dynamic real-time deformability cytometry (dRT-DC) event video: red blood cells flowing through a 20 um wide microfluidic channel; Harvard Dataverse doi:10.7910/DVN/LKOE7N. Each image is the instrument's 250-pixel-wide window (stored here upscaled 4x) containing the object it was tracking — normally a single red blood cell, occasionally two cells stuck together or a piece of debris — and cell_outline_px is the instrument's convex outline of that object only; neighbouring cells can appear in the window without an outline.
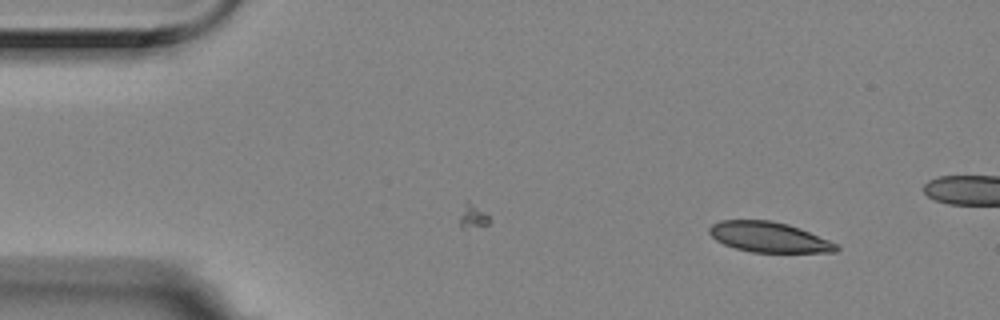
{"species": "Egyptian fruit bat (a non-hibernating species)", "species_latin": "Rousettus aegyptiacus", "temperature_condition": "room temperature", "stored_images_in_passage": 4, "camera_frame_rate_fps": 3000, "um_per_image_px": 0.085, "animal": {"sex": "female"}, "frame": {"image": 1, "passage_image": 1, "time_ms": 0.0, "image_size_px": [1000, 320], "cell_outline_px": [[840, 248], [836, 252], [752, 252], [736, 248], [724, 244], [716, 240], [708, 232], [708, 228], [712, 224], [720, 220], [768, 220], [788, 224], [800, 228], [840, 244]], "centroid_in_image_um": [65.39, 20.15], "position_along_channel_um": 19.6, "area_um2": 22.48}}